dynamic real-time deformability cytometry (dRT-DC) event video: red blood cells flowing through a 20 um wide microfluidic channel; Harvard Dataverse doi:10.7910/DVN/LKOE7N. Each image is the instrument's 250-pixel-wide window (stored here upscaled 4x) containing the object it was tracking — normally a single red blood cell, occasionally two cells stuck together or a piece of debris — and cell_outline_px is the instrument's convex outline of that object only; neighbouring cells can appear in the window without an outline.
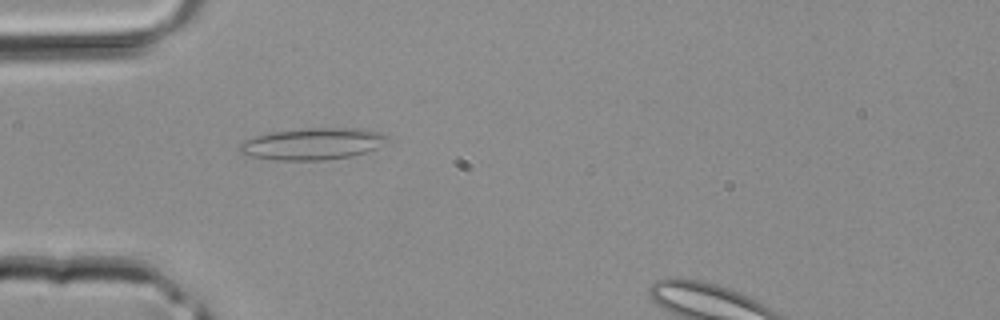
{"species": "common noctule bat (a hibernating species)", "species_latin": "Nyctalus noctula", "temperature_condition": "room temperature", "stored_images_in_passage": 30, "camera_frame_rate_fps": 3000, "um_per_image_px": 0.085, "animal": {"sex": "male", "body_mass_g": 20.4}, "frame": {"image": 1, "passage_image": 4, "time_ms": 1.0, "image_size_px": [1000, 320], "cell_outline_px": [[388, 140], [376, 148], [352, 156], [324, 160], [272, 160], [248, 156], [240, 152], [236, 148], [244, 140], [268, 132], [308, 128], [360, 128], [384, 132], [388, 136]], "centroid_in_image_um": [26.55, 12.22], "position_along_channel_um": 58.5, "area_um2": 27.57}}
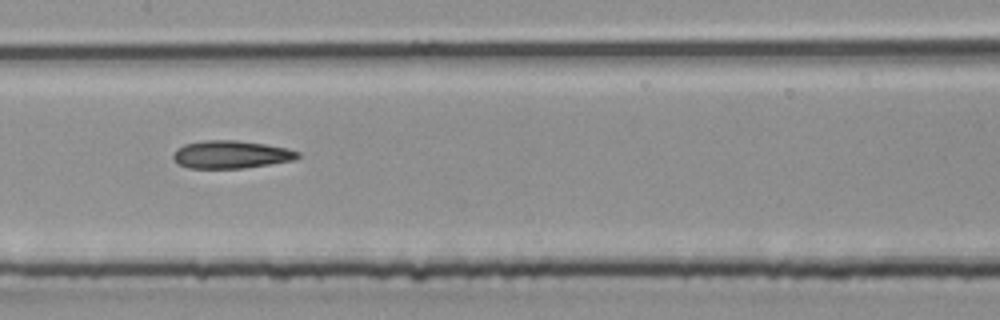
{"frame": {"image": 2, "passage_image": 12, "time_ms": 3.667, "image_size_px": [1000, 320], "cell_outline_px": [[300, 156], [296, 160], [244, 168], [188, 168], [176, 164], [172, 156], [176, 148], [184, 144], [200, 140], [236, 140], [264, 144], [288, 148], [300, 152]], "centroid_in_image_um": [19.61, 13.13], "position_along_channel_um": 187.8, "area_um2": 20.46}}
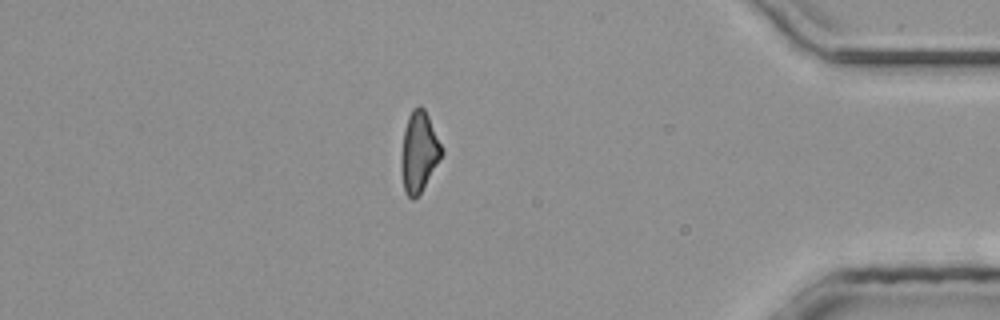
{"frame": {"image": 3, "passage_image": 27, "time_ms": 8.667, "image_size_px": [1000, 320], "cell_outline_px": [[444, 152], [420, 192], [412, 200], [404, 192], [400, 168], [400, 156], [404, 128], [408, 116], [412, 108], [416, 104], [420, 104], [424, 108], [428, 116]], "centroid_in_image_um": [35.57, 12.87], "position_along_channel_um": 399.6, "area_um2": 18.96}}